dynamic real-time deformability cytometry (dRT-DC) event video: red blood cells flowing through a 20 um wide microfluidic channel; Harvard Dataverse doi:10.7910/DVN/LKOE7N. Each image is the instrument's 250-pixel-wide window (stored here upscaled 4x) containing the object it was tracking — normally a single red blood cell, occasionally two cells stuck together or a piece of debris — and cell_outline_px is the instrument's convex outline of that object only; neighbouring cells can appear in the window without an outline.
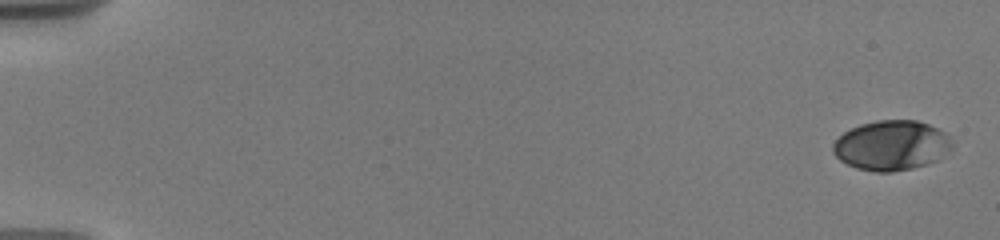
{"species": "human", "species_latin": "Homo sapiens", "temperature_condition": "warm", "stored_images_in_passage": 14, "camera_frame_rate_fps": 3000, "um_per_image_px": 0.085, "donor": {"sex": "male"}, "frame": {"image": 1, "passage_image": 1, "time_ms": 0.0, "image_size_px": [1000, 240], "cell_outline_px": [[952, 148], [940, 160], [928, 164], [912, 168], [892, 172], [876, 172], [856, 168], [840, 160], [832, 152], [832, 144], [844, 132], [860, 124], [876, 120], [916, 120], [928, 124], [944, 132], [948, 136], [952, 144]], "centroid_in_image_um": [75.78, 12.37], "position_along_channel_um": 9.2, "area_um2": 34.74}}
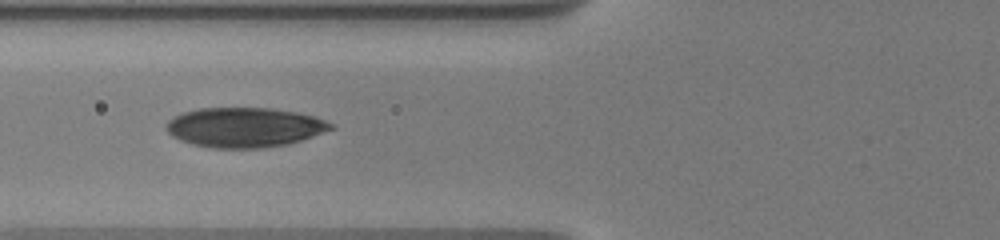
{"frame": {"image": 2, "passage_image": 10, "time_ms": 7.333, "image_size_px": [1000, 240], "cell_outline_px": [[336, 128], [288, 144], [264, 148], [212, 148], [192, 144], [180, 140], [172, 136], [168, 132], [164, 124], [172, 116], [184, 112], [200, 108], [272, 108], [296, 112], [312, 116], [324, 120], [332, 124]], "centroid_in_image_um": [20.74, 10.82], "position_along_channel_um": 105.1, "area_um2": 38.15}}
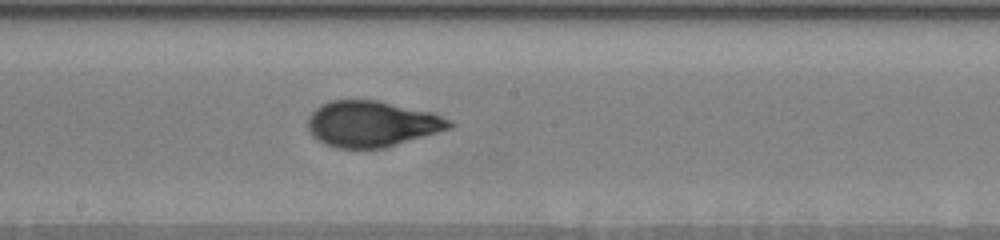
{"frame": {"image": 3, "passage_image": 14, "time_ms": 10.333, "image_size_px": [1000, 240], "cell_outline_px": [[456, 124], [452, 128], [384, 148], [336, 148], [324, 144], [312, 136], [308, 132], [308, 116], [320, 104], [332, 100], [376, 100], [436, 112], [452, 120]], "centroid_in_image_um": [31.64, 10.52], "position_along_channel_um": 216.6, "area_um2": 38.38}}